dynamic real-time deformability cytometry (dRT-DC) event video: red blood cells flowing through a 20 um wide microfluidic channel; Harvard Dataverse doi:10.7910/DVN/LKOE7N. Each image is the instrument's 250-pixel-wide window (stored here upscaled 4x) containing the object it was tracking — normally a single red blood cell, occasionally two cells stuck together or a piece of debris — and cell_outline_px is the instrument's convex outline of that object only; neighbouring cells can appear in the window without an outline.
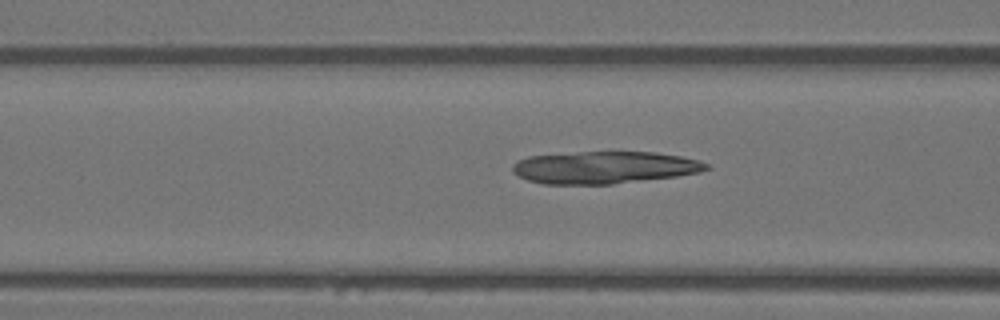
{"species": "Egyptian fruit bat (a non-hibernating species)", "species_latin": "Rousettus aegyptiacus", "temperature_condition": "warm", "stored_images_in_passage": 8, "camera_frame_rate_fps": 3000, "um_per_image_px": 0.085, "animal": {"sex": "female"}, "frame": {"image": 1, "passage_image": 6, "time_ms": 1.667, "image_size_px": [1000, 320], "cell_outline_px": [[712, 168], [700, 172], [676, 176], [612, 184], [544, 184], [528, 180], [512, 172], [512, 164], [516, 160], [528, 156], [580, 152], [656, 152], [680, 156], [700, 160], [708, 164]], "centroid_in_image_um": [51.37, 14.23], "position_along_channel_um": 115.2, "area_um2": 36.53}}